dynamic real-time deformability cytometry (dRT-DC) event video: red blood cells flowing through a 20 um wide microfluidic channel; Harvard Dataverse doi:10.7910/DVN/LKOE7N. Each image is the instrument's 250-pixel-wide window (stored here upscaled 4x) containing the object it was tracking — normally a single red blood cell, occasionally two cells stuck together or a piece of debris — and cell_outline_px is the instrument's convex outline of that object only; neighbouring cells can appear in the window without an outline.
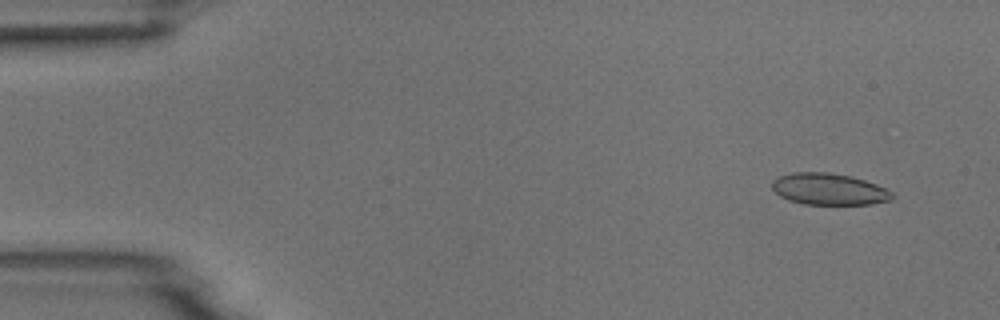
{"species": "common noctule bat (a hibernating species)", "species_latin": "Nyctalus noctula", "temperature_condition": "room temperature", "stored_images_in_passage": 4, "camera_frame_rate_fps": 3000, "um_per_image_px": 0.085, "animal": {"sex": "male", "body_mass_g": 18.8}, "frame": {"image": 1, "passage_image": 1, "time_ms": 0.0, "image_size_px": [1000, 320], "cell_outline_px": [[896, 196], [892, 200], [872, 204], [804, 204], [788, 200], [780, 196], [772, 188], [772, 180], [780, 176], [792, 172], [828, 172], [852, 176], [876, 184], [892, 192]], "centroid_in_image_um": [70.47, 16.08], "position_along_channel_um": 14.5, "area_um2": 22.2}}
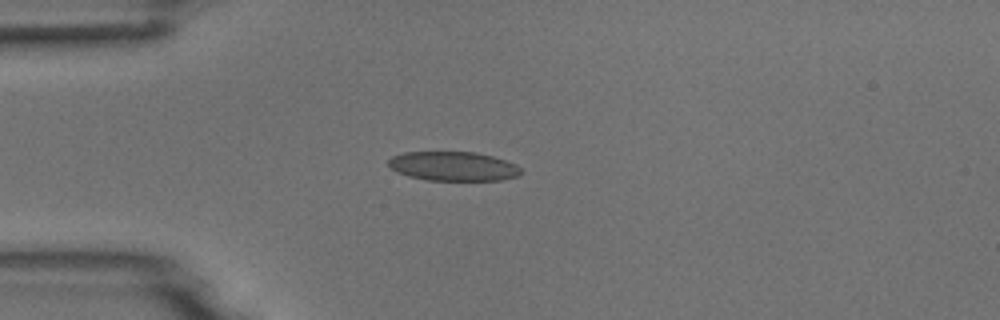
{"frame": {"image": 2, "passage_image": 4, "time_ms": 3.333, "image_size_px": [1000, 320], "cell_outline_px": [[524, 172], [516, 176], [500, 180], [428, 180], [408, 176], [396, 172], [388, 164], [388, 160], [392, 156], [404, 152], [476, 152], [492, 156], [516, 164]], "centroid_in_image_um": [38.52, 14.13], "position_along_channel_um": 46.5, "area_um2": 22.54}}